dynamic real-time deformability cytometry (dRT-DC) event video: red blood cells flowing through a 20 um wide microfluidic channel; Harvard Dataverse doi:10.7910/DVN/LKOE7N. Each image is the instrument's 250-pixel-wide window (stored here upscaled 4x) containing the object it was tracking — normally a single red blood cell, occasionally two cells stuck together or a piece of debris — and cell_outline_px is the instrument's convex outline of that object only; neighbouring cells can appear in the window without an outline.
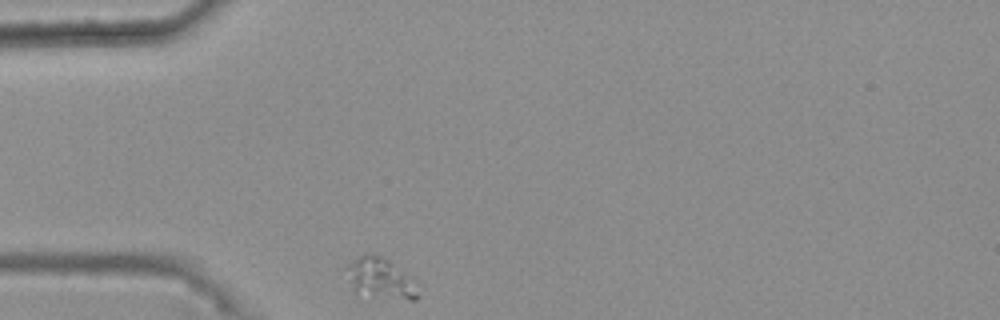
{"species": "common noctule bat (a hibernating species)", "species_latin": "Nyctalus noctula", "temperature_condition": "warm", "stored_images_in_passage": 32, "camera_frame_rate_fps": 3000, "um_per_image_px": 0.085, "animal": {"sex": "female", "body_mass_g": 25.1}, "frame": {"image": 1, "passage_image": 1, "time_ms": 0.0, "image_size_px": [1000, 320], "cell_outline_px": [[420, 296], [416, 300], [408, 300], [352, 292], [344, 268], [348, 264], [364, 252], [380, 256], [388, 260], [404, 276]], "centroid_in_image_um": [32.17, 23.65], "position_along_channel_um": 52.8, "area_um2": 16.07}}
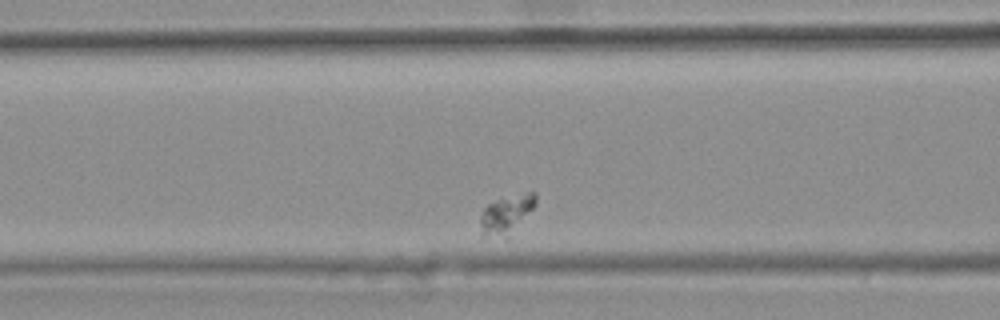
{"frame": {"image": 2, "passage_image": 9, "time_ms": 2.667, "image_size_px": [1000, 320], "cell_outline_px": [[536, 204], [504, 236], [484, 236], [480, 224], [480, 216], [484, 208], [488, 204], [496, 200], [532, 188], [536, 192]], "centroid_in_image_um": [43.05, 18.09], "position_along_channel_um": 123.6, "area_um2": 11.91}}
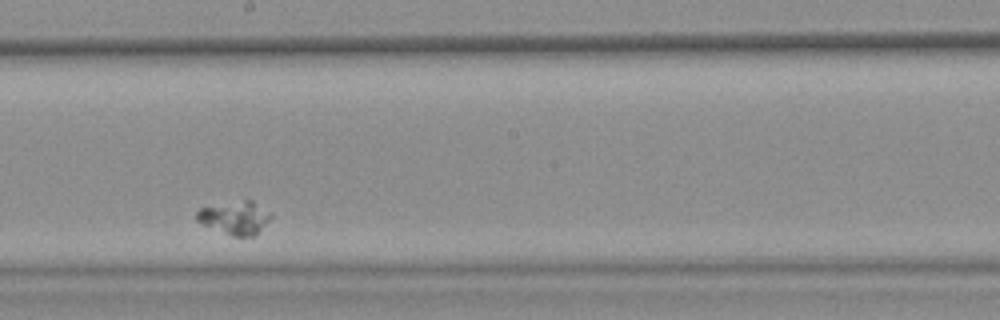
{"frame": {"image": 3, "passage_image": 19, "time_ms": 6.0, "image_size_px": [1000, 320], "cell_outline_px": [[272, 216], [252, 236], [232, 236], [200, 224], [196, 220], [196, 212], [200, 208], [244, 200], [252, 200], [272, 212]], "centroid_in_image_um": [19.95, 18.5], "position_along_channel_um": 228.3, "area_um2": 14.1}}